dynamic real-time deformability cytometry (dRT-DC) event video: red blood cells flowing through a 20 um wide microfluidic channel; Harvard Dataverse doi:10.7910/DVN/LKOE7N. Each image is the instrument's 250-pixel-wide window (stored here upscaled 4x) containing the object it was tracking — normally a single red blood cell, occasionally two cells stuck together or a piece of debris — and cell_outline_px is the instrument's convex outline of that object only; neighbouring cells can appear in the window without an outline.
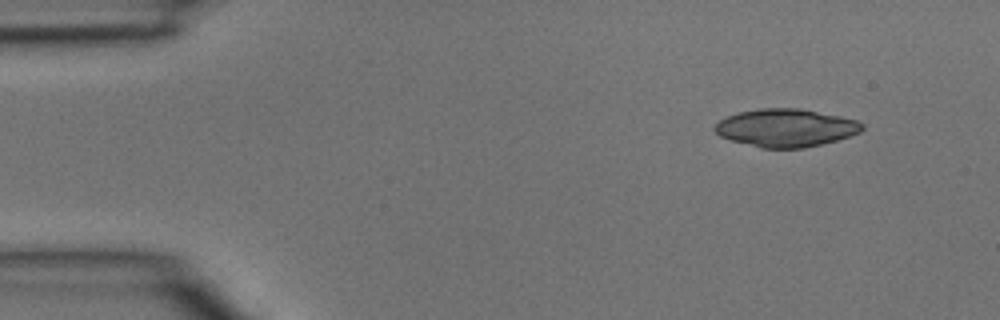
{"species": "common noctule bat (a hibernating species)", "species_latin": "Nyctalus noctula", "temperature_condition": "room temperature", "stored_images_in_passage": 3, "camera_frame_rate_fps": 3000, "um_per_image_px": 0.085, "animal": {"sex": "male", "body_mass_g": 15.6}, "frame": {"image": 1, "passage_image": 1, "time_ms": 0.0, "image_size_px": [1000, 320], "cell_outline_px": [[864, 128], [860, 132], [836, 140], [804, 148], [760, 148], [732, 140], [720, 136], [712, 128], [720, 120], [736, 112], [760, 108], [800, 108], [840, 116], [856, 120], [864, 124]], "centroid_in_image_um": [66.78, 10.86], "position_along_channel_um": 18.2, "area_um2": 32.48}}